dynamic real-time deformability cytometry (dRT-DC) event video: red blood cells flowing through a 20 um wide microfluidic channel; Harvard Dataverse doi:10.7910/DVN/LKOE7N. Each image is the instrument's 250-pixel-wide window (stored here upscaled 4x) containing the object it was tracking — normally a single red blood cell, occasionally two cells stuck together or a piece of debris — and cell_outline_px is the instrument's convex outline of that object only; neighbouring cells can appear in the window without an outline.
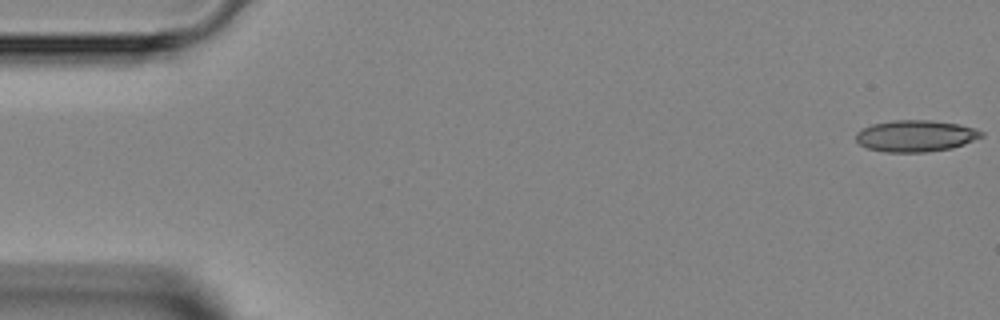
{"species": "Egyptian fruit bat (a non-hibernating species)", "species_latin": "Rousettus aegyptiacus", "temperature_condition": "room temperature", "stored_images_in_passage": 7, "camera_frame_rate_fps": 3000, "um_per_image_px": 0.085, "animal": {"sex": "female"}, "frame": {"image": 1, "passage_image": 1, "time_ms": 0.0, "image_size_px": [1000, 320], "cell_outline_px": [[984, 136], [964, 144], [952, 148], [924, 152], [884, 152], [868, 148], [860, 144], [856, 140], [856, 132], [872, 124], [892, 120], [932, 120], [960, 124], [976, 128], [984, 132]], "centroid_in_image_um": [77.86, 11.54], "position_along_channel_um": 7.1, "area_um2": 23.18}}
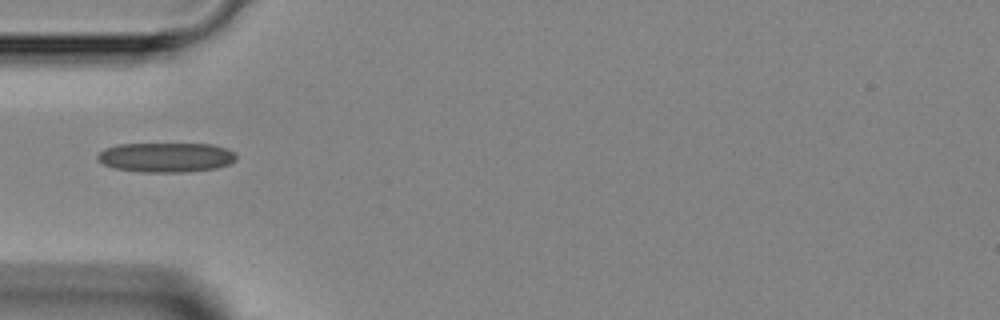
{"frame": {"image": 2, "passage_image": 5, "time_ms": 4.667, "image_size_px": [1000, 320], "cell_outline_px": [[236, 160], [228, 164], [216, 168], [184, 172], [144, 172], [116, 168], [104, 164], [96, 160], [96, 156], [104, 148], [116, 144], [212, 144], [228, 148], [236, 152]], "centroid_in_image_um": [14.12, 13.36], "position_along_channel_um": 70.9, "area_um2": 24.04}}
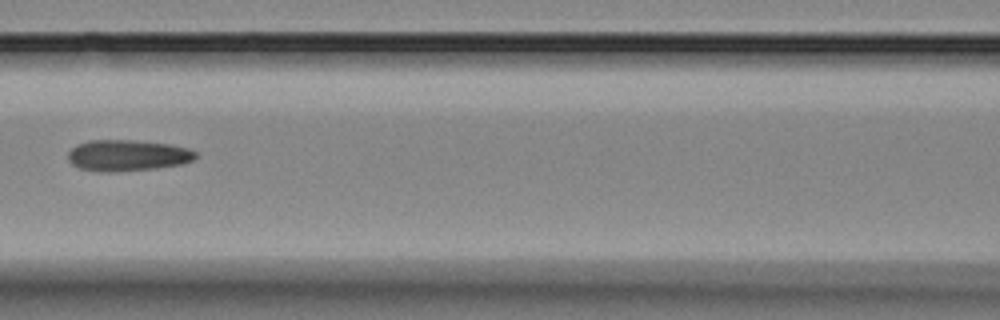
{"frame": {"image": 3, "passage_image": 7, "time_ms": 6.667, "image_size_px": [1000, 320], "cell_outline_px": [[196, 160], [180, 164], [156, 168], [108, 172], [80, 168], [72, 164], [68, 160], [68, 152], [76, 144], [88, 140], [132, 140], [168, 144], [188, 148], [196, 152]], "centroid_in_image_um": [10.83, 13.2], "position_along_channel_um": 155.8, "area_um2": 23.06}}